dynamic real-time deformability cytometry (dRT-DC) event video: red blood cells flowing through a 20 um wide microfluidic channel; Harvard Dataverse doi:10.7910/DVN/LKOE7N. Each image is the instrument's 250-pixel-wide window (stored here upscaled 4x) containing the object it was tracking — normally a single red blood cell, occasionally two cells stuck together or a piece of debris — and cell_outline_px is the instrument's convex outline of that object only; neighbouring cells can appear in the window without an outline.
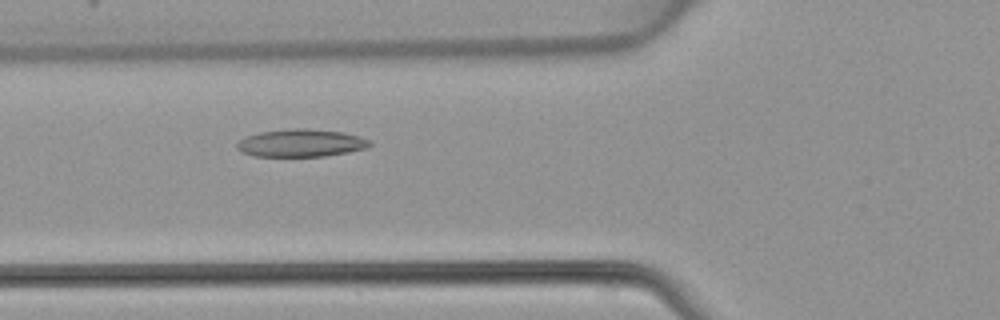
{"species": "common noctule bat (a hibernating species)", "species_latin": "Nyctalus noctula", "temperature_condition": "warm", "stored_images_in_passage": 47, "camera_frame_rate_fps": 3000, "um_per_image_px": 0.085, "animal": {"sex": "female", "body_mass_g": 22.7, "forearm_length_mm": 54.2}, "frame": {"image": 1, "passage_image": 17, "time_ms": 5.333, "image_size_px": [1000, 320], "cell_outline_px": [[372, 144], [368, 148], [348, 152], [324, 156], [252, 156], [240, 152], [236, 148], [236, 144], [240, 140], [248, 136], [260, 132], [292, 128], [304, 128], [344, 132], [360, 136], [372, 140]], "centroid_in_image_um": [25.61, 12.16], "position_along_channel_um": 100.2, "area_um2": 21.56}}
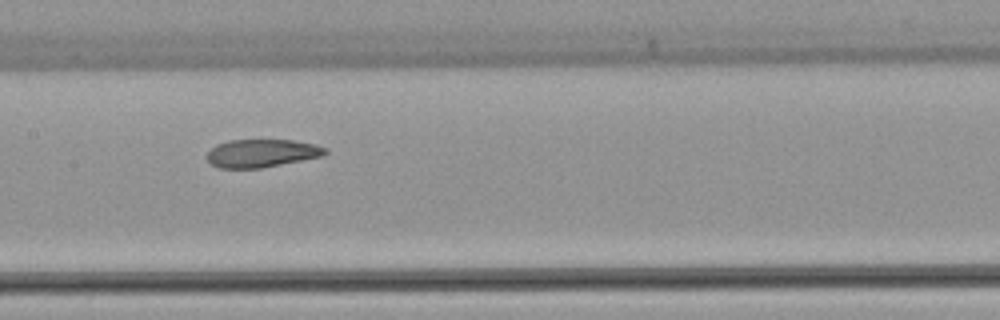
{"frame": {"image": 2, "passage_image": 23, "time_ms": 7.333, "image_size_px": [1000, 320], "cell_outline_px": [[328, 152], [324, 156], [260, 168], [220, 168], [212, 164], [208, 160], [208, 152], [216, 144], [228, 140], [292, 140], [316, 144], [328, 148]], "centroid_in_image_um": [22.29, 13.01], "position_along_channel_um": 185.1, "area_um2": 19.31}}
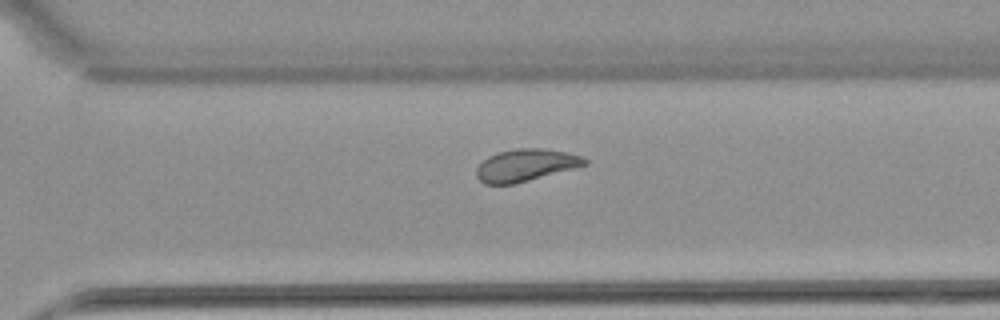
{"frame": {"image": 3, "passage_image": 33, "time_ms": 10.667, "image_size_px": [1000, 320], "cell_outline_px": [[588, 164], [576, 168], [516, 184], [484, 184], [476, 176], [476, 168], [488, 156], [496, 152], [516, 148], [540, 148], [568, 152], [580, 156], [588, 160]], "centroid_in_image_um": [44.69, 14.04], "position_along_channel_um": 325.9, "area_um2": 20.52}}